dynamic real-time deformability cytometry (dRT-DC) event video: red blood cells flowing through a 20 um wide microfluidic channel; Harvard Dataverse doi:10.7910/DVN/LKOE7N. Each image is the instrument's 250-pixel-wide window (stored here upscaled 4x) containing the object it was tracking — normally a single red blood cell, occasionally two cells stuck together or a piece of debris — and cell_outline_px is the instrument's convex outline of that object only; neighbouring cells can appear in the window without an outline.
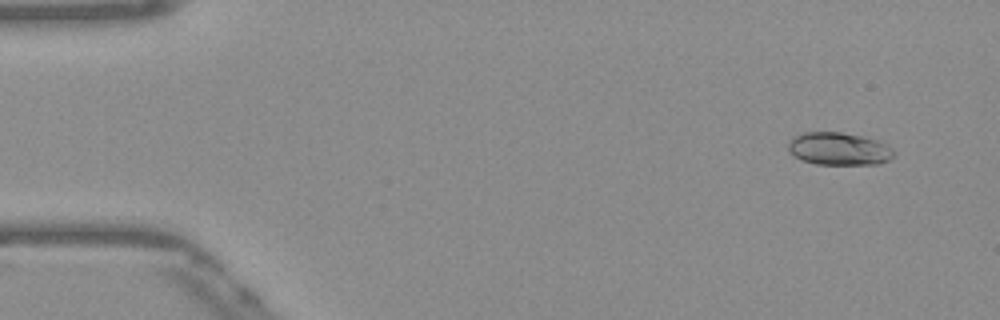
{"species": "Egyptian fruit bat (a non-hibernating species)", "species_latin": "Rousettus aegyptiacus", "temperature_condition": "warm", "stored_images_in_passage": 52, "camera_frame_rate_fps": 3000, "um_per_image_px": 0.085, "frame": {"image": 1, "passage_image": 4, "time_ms": 1.0, "image_size_px": [1000, 320], "cell_outline_px": [[896, 152], [888, 160], [876, 164], [816, 164], [800, 160], [788, 152], [788, 144], [796, 136], [804, 132], [840, 132], [860, 136], [876, 140], [892, 148]], "centroid_in_image_um": [71.28, 12.66], "position_along_channel_um": 13.7, "area_um2": 19.94}}
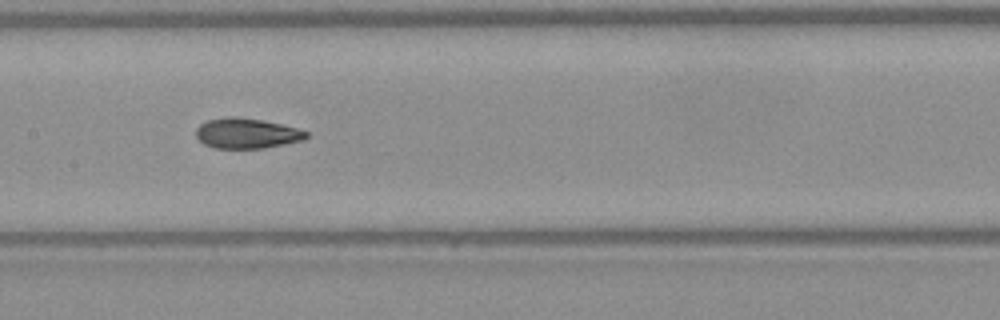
{"frame": {"image": 2, "passage_image": 26, "time_ms": 8.333, "image_size_px": [1000, 320], "cell_outline_px": [[308, 136], [304, 140], [264, 148], [212, 148], [204, 144], [196, 136], [196, 128], [200, 124], [208, 120], [228, 116], [232, 116], [260, 120], [280, 124], [296, 128], [308, 132]], "centroid_in_image_um": [20.95, 11.34], "position_along_channel_um": 186.5, "area_um2": 19.31}}
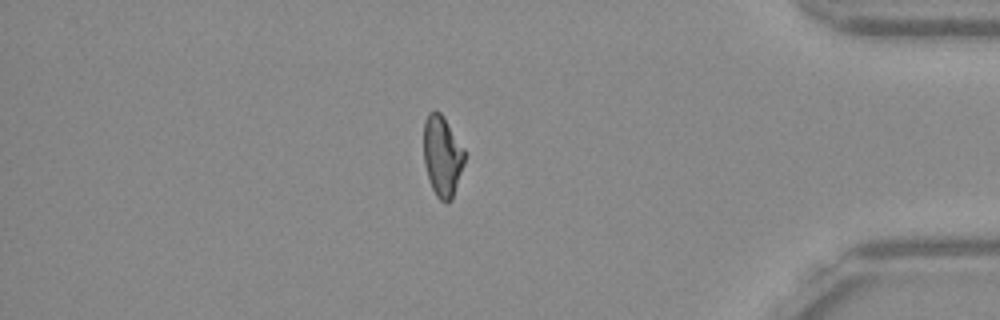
{"frame": {"image": 3, "passage_image": 45, "time_ms": 14.667, "image_size_px": [1000, 320], "cell_outline_px": [[464, 164], [452, 200], [448, 204], [440, 200], [436, 196], [432, 188], [424, 164], [424, 120], [428, 112], [432, 108], [440, 112], [444, 116], [464, 148]], "centroid_in_image_um": [37.59, 13.24], "position_along_channel_um": 397.6, "area_um2": 19.48}, "authors_computed_cell_mechanics": {"area_um2": 19.7098, "velocity_mm_per_s": 3.8785, "shape_relaxation_time_tau1_ms": 6.2344, "shape_relaxation_time_tau2_ms": 2.147, "deformation_change_tau1": 0.1753, "deformation_change_tau2": 0.069}}